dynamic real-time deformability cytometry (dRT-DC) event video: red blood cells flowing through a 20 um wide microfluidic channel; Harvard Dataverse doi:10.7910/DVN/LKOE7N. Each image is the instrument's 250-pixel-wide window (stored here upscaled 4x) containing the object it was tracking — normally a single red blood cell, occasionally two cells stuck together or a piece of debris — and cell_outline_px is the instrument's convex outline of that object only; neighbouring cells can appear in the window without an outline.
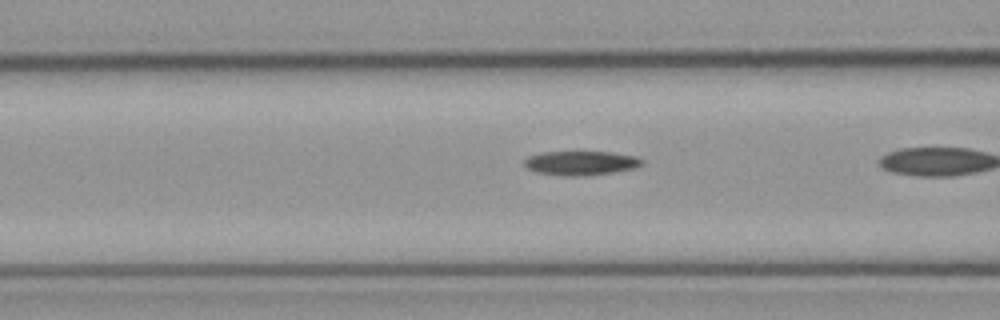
{"species": "common noctule bat (a hibernating species)", "species_latin": "Nyctalus noctula", "temperature_condition": "cold", "stored_images_in_passage": 40, "camera_frame_rate_fps": 3000, "um_per_image_px": 0.085, "animal": {"sex": "male", "body_mass_g": 23.1, "forearm_length_mm": 52.7}, "frame": {"image": 1, "passage_image": 19, "time_ms": 6.0, "image_size_px": [1000, 320], "cell_outline_px": [[644, 164], [632, 168], [612, 172], [580, 176], [568, 176], [536, 172], [528, 168], [524, 164], [524, 160], [528, 156], [540, 152], [612, 152], [636, 156], [644, 160]], "centroid_in_image_um": [49.37, 13.84], "position_along_channel_um": 117.2, "area_um2": 16.47}}
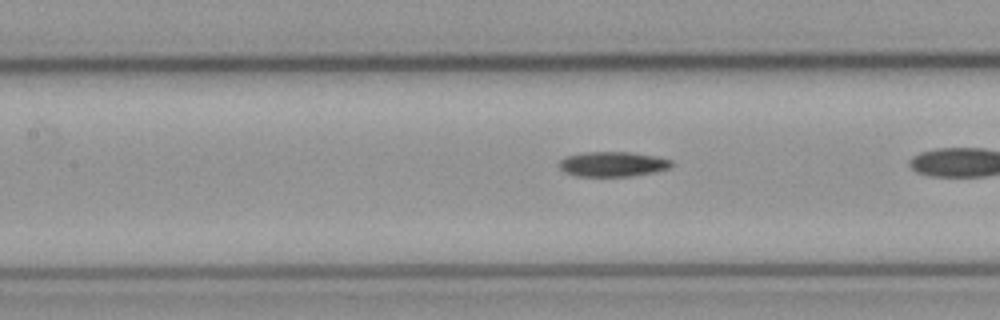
{"frame": {"image": 2, "passage_image": 22, "time_ms": 7.0, "image_size_px": [1000, 320], "cell_outline_px": [[676, 164], [668, 168], [656, 172], [632, 176], [576, 176], [564, 172], [556, 164], [564, 156], [584, 152], [632, 152], [656, 156], [672, 160]], "centroid_in_image_um": [52.07, 13.94], "position_along_channel_um": 155.3, "area_um2": 16.65}}
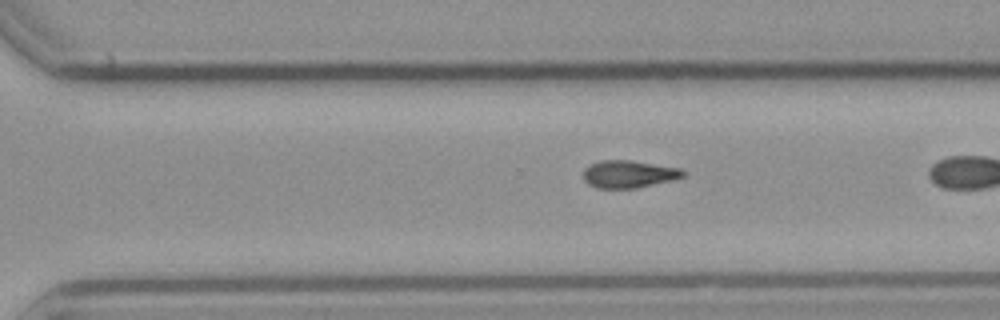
{"frame": {"image": 3, "passage_image": 35, "time_ms": 11.333, "image_size_px": [1000, 320], "cell_outline_px": [[684, 176], [672, 180], [636, 188], [596, 188], [588, 184], [584, 180], [584, 168], [588, 164], [600, 160], [632, 160], [680, 168], [684, 172]], "centroid_in_image_um": [53.4, 14.79], "position_along_channel_um": 317.2, "area_um2": 16.01}}